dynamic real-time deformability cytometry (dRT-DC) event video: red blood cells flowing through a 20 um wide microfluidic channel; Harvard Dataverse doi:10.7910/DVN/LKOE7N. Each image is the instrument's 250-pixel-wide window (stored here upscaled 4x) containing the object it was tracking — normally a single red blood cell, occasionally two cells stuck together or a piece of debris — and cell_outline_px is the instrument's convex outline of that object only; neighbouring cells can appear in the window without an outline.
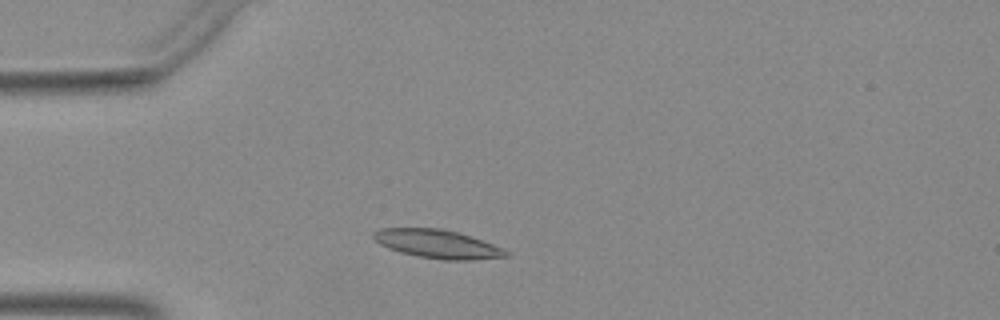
{"species": "Egyptian fruit bat (a non-hibernating species)", "species_latin": "Rousettus aegyptiacus", "temperature_condition": "warm", "stored_images_in_passage": 44, "camera_frame_rate_fps": 3000, "um_per_image_px": 0.085, "animal": {"sex": "female"}, "frame": {"image": 1, "passage_image": 7, "time_ms": 2.0, "image_size_px": [1000, 320], "cell_outline_px": [[508, 256], [472, 260], [444, 260], [420, 256], [400, 252], [388, 248], [380, 244], [372, 236], [372, 232], [380, 228], [444, 228], [504, 248], [508, 252]], "centroid_in_image_um": [37.15, 20.73], "position_along_channel_um": 47.8, "area_um2": 21.79}}
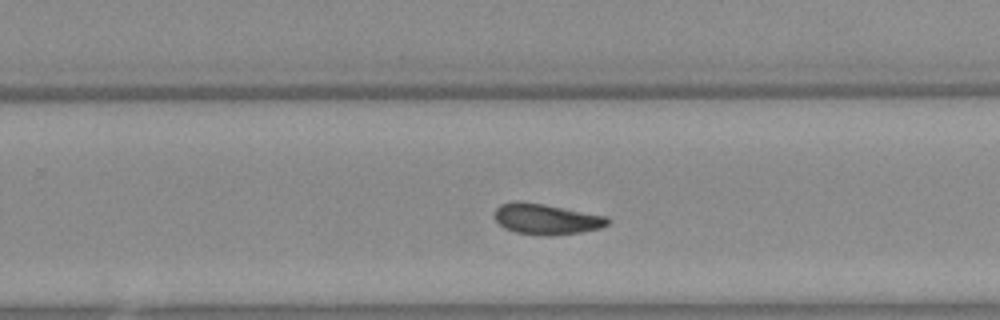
{"frame": {"image": 2, "passage_image": 26, "time_ms": 8.333, "image_size_px": [1000, 320], "cell_outline_px": [[612, 220], [608, 224], [600, 228], [580, 232], [548, 236], [516, 232], [504, 228], [496, 220], [496, 208], [500, 204], [516, 200], [544, 204], [608, 216]], "centroid_in_image_um": [46.46, 18.61], "position_along_channel_um": 283.3, "area_um2": 20.23}}
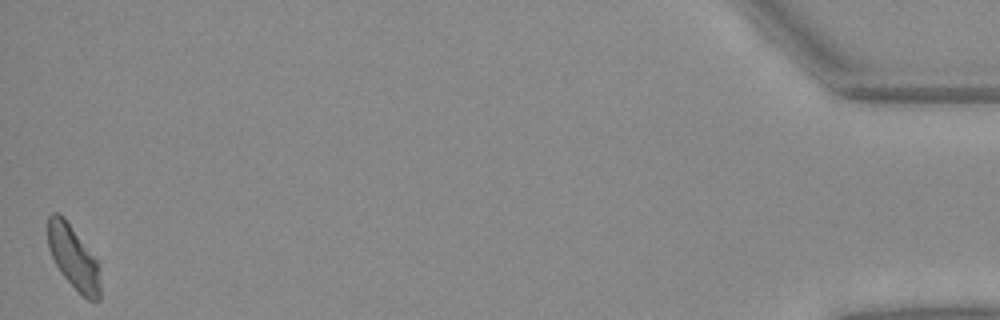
{"frame": {"image": 3, "passage_image": 44, "time_ms": 14.333, "image_size_px": [1000, 320], "cell_outline_px": [[100, 300], [88, 300], [64, 276], [56, 264], [48, 248], [48, 216], [52, 212], [56, 212], [64, 216], [96, 260], [100, 284]], "centroid_in_image_um": [6.21, 21.84], "position_along_channel_um": 429.0, "area_um2": 18.79}}